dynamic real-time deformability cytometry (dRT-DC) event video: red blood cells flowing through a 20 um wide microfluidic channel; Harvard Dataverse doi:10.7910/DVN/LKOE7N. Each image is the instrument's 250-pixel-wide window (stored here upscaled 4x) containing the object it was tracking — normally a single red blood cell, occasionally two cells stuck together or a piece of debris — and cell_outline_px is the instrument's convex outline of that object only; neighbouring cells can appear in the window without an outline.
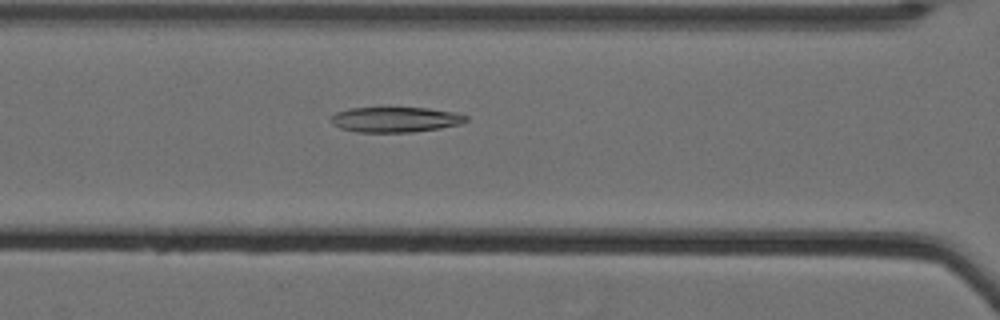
{"species": "Egyptian fruit bat (a non-hibernating species)", "species_latin": "Rousettus aegyptiacus", "temperature_condition": "cold", "stored_images_in_passage": 32, "camera_frame_rate_fps": 3000, "um_per_image_px": 0.085, "animal": {"sex": "female"}, "frame": {"image": 1, "passage_image": 8, "time_ms": 2.333, "image_size_px": [1000, 320], "cell_outline_px": [[468, 120], [460, 124], [440, 128], [412, 132], [356, 132], [340, 128], [332, 124], [332, 116], [336, 112], [348, 108], [428, 108], [456, 112], [468, 116]], "centroid_in_image_um": [33.62, 10.16], "position_along_channel_um": 133.0, "area_um2": 19.88}}
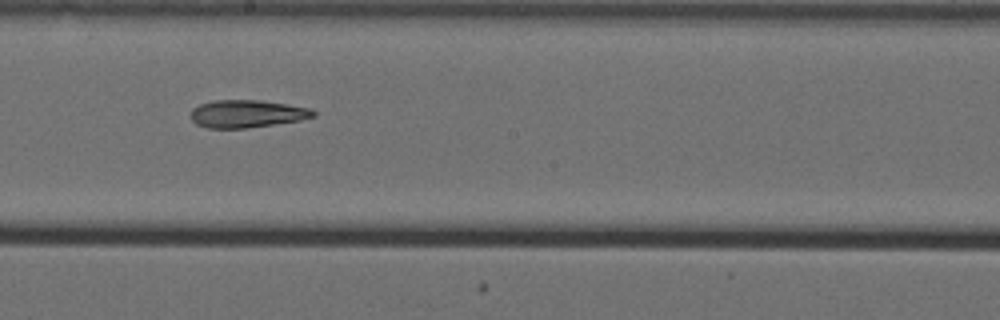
{"frame": {"image": 2, "passage_image": 16, "time_ms": 5.0, "image_size_px": [1000, 320], "cell_outline_px": [[316, 116], [300, 120], [244, 128], [208, 128], [196, 124], [188, 116], [192, 108], [200, 104], [216, 100], [260, 100], [288, 104], [312, 108], [316, 112]], "centroid_in_image_um": [20.97, 9.66], "position_along_channel_um": 227.2, "area_um2": 19.83}}
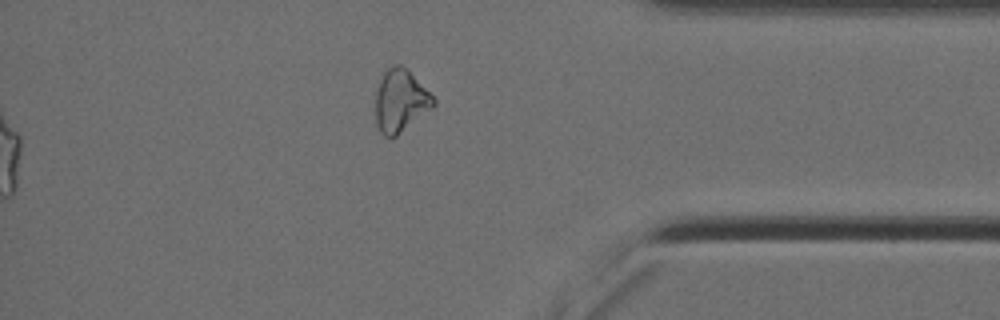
{"frame": {"image": 3, "passage_image": 32, "time_ms": 10.333, "image_size_px": [1000, 320], "cell_outline_px": [[436, 104], [432, 108], [392, 140], [384, 136], [380, 132], [376, 124], [376, 92], [380, 80], [384, 72], [392, 64], [400, 64], [408, 68], [436, 100]], "centroid_in_image_um": [34.04, 8.58], "position_along_channel_um": 401.2, "area_um2": 21.33}}